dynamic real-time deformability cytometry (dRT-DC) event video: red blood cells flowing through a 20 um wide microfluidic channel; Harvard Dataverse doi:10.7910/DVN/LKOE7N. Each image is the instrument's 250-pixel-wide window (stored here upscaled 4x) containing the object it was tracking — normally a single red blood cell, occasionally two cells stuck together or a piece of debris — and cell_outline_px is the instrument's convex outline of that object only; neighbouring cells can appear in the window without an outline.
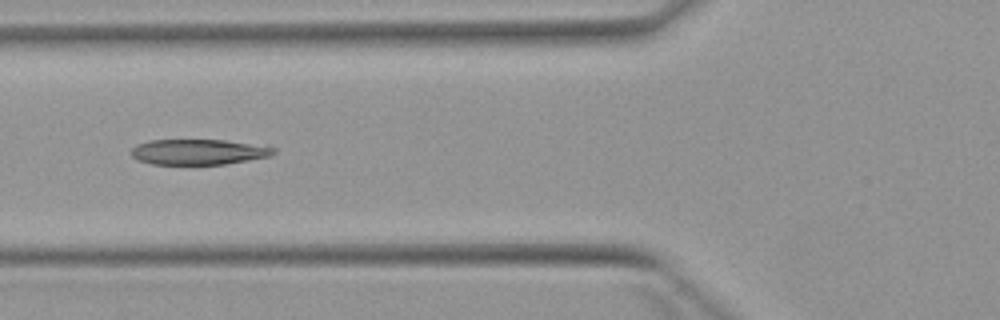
{"species": "Egyptian fruit bat (a non-hibernating species)", "species_latin": "Rousettus aegyptiacus", "temperature_condition": "warm", "stored_images_in_passage": 5, "camera_frame_rate_fps": 3000, "um_per_image_px": 0.085, "animal": {"sex": "female"}, "frame": {"image": 1, "passage_image": 5, "time_ms": 4.667, "image_size_px": [1000, 320], "cell_outline_px": [[276, 152], [272, 156], [224, 164], [152, 164], [140, 160], [132, 156], [128, 152], [136, 144], [148, 140], [224, 140], [276, 148]], "centroid_in_image_um": [16.83, 12.91], "position_along_channel_um": 109.0, "area_um2": 21.04}}